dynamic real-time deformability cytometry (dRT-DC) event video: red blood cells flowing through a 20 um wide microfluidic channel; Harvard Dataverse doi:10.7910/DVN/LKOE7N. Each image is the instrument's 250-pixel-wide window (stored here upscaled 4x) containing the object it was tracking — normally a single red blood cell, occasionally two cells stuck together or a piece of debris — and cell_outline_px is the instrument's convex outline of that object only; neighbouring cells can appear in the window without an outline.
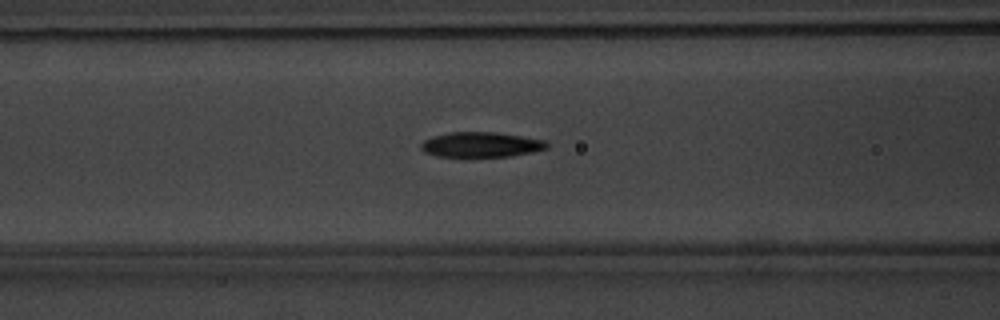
{"species": "common noctule bat (a hibernating species)", "species_latin": "Nyctalus noctula", "temperature_condition": "warm", "stored_images_in_passage": 17, "camera_frame_rate_fps": 3000, "um_per_image_px": 0.085, "animal": {"sex": "male", "body_mass_g": 20.1, "forearm_length_mm": 53.5}, "frame": {"image": 1, "passage_image": 12, "time_ms": 3.667, "image_size_px": [1000, 320], "cell_outline_px": [[548, 148], [532, 152], [512, 156], [436, 156], [424, 152], [420, 148], [420, 144], [424, 140], [432, 136], [452, 132], [496, 132], [544, 140], [548, 144]], "centroid_in_image_um": [40.86, 12.29], "position_along_channel_um": 125.7, "area_um2": 18.26}}
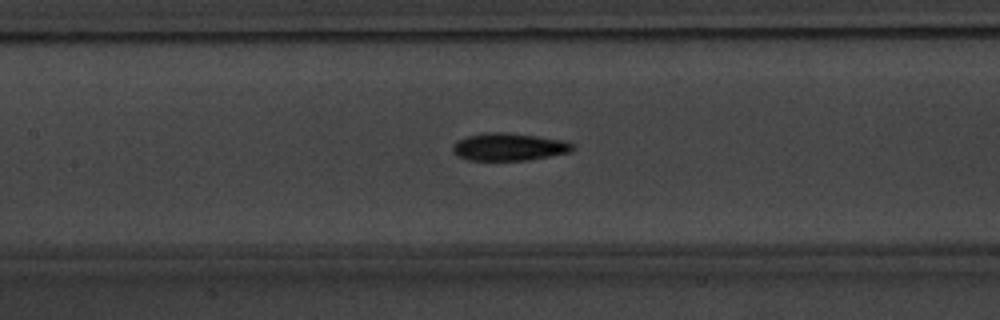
{"frame": {"image": 2, "passage_image": 15, "time_ms": 4.667, "image_size_px": [1000, 320], "cell_outline_px": [[576, 148], [572, 152], [528, 160], [468, 160], [456, 156], [452, 152], [452, 144], [456, 140], [468, 136], [484, 132], [508, 132], [564, 140], [576, 144]], "centroid_in_image_um": [43.27, 12.48], "position_along_channel_um": 164.1, "area_um2": 19.65}}